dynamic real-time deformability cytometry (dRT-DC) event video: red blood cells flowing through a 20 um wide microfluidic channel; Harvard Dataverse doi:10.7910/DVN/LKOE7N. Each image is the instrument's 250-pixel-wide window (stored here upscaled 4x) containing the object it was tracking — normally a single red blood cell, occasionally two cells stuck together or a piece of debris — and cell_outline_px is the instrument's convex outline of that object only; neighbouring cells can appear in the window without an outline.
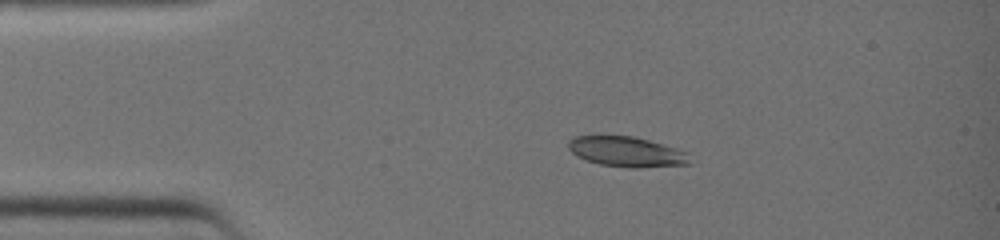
{"species": "common noctule bat (a hibernating species)", "species_latin": "Nyctalus noctula", "temperature_condition": "warm", "stored_images_in_passage": 10, "camera_frame_rate_fps": 3000, "um_per_image_px": 0.085, "animal": {"sex": "female", "body_mass_g": 19.0, "forearm_length_mm": 51.5}, "frame": {"image": 1, "passage_image": 1, "time_ms": 0.0, "image_size_px": [1000, 240], "cell_outline_px": [[692, 164], [640, 168], [628, 168], [600, 164], [576, 156], [568, 148], [568, 140], [576, 136], [596, 132], [600, 132], [632, 136], [648, 140], [676, 148], [688, 152]], "centroid_in_image_um": [53.21, 12.85], "position_along_channel_um": 31.8, "area_um2": 22.25}}
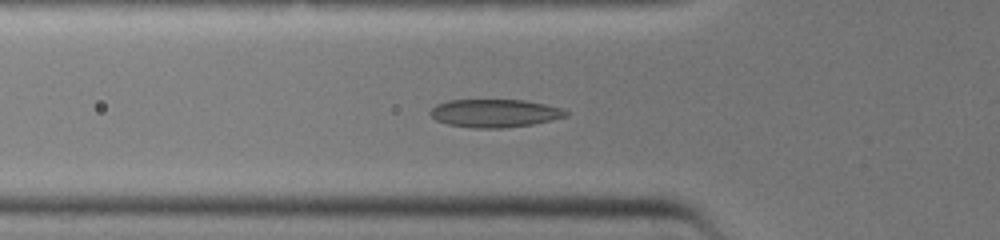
{"frame": {"image": 2, "passage_image": 7, "time_ms": 2.0, "image_size_px": [1000, 240], "cell_outline_px": [[568, 116], [552, 120], [532, 124], [500, 128], [472, 128], [448, 124], [436, 120], [428, 112], [436, 104], [448, 100], [524, 100], [544, 104], [560, 108], [568, 112]], "centroid_in_image_um": [42.03, 9.62], "position_along_channel_um": 83.8, "area_um2": 22.08}}